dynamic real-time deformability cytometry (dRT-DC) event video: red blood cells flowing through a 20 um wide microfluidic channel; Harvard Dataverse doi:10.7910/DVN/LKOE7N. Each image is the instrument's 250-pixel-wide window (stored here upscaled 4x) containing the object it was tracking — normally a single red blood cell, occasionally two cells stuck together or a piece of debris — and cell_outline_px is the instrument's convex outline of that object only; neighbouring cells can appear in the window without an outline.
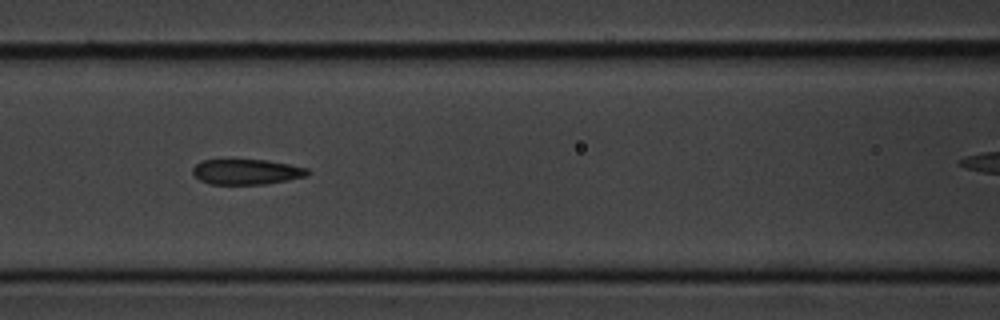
{"species": "common noctule bat (a hibernating species)", "species_latin": "Nyctalus noctula", "temperature_condition": "cold", "stored_images_in_passage": 16, "camera_frame_rate_fps": 3000, "um_per_image_px": 0.085, "animal": {"sex": "male", "body_mass_g": 20.1, "forearm_length_mm": 53.5}, "frame": {"image": 1, "passage_image": 7, "time_ms": 7.0, "image_size_px": [1000, 320], "cell_outline_px": [[308, 176], [268, 184], [212, 184], [200, 180], [192, 172], [192, 168], [200, 160], [268, 160], [308, 168]], "centroid_in_image_um": [20.96, 14.6], "position_along_channel_um": 145.6, "area_um2": 16.94}}
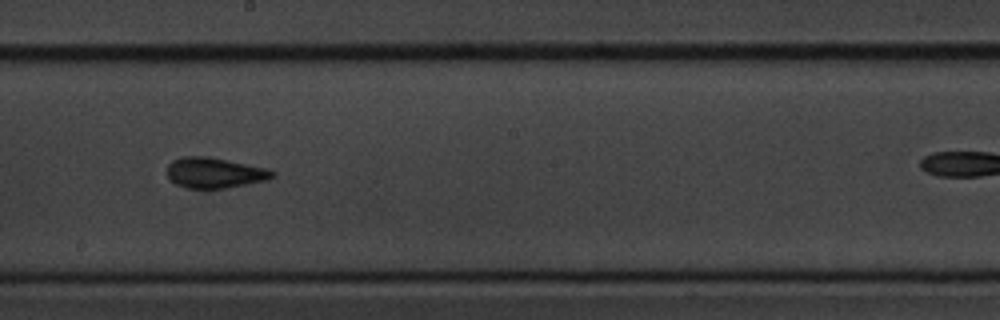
{"frame": {"image": 2, "passage_image": 9, "time_ms": 9.333, "image_size_px": [1000, 320], "cell_outline_px": [[276, 172], [268, 180], [228, 188], [188, 188], [176, 184], [168, 180], [168, 164], [172, 160], [184, 156], [204, 156], [264, 168]], "centroid_in_image_um": [18.19, 14.7], "position_along_channel_um": 230.0, "area_um2": 18.44}}
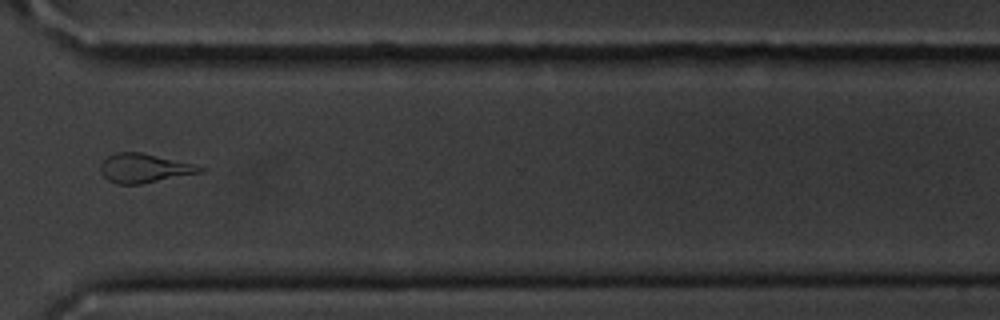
{"frame": {"image": 3, "passage_image": 13, "time_ms": 14.667, "image_size_px": [1000, 320], "cell_outline_px": [[204, 172], [140, 184], [116, 184], [108, 180], [100, 172], [100, 164], [108, 156], [116, 152], [140, 152], [192, 164], [204, 168]], "centroid_in_image_um": [12.22, 14.3], "position_along_channel_um": 358.4, "area_um2": 16.65}, "authors_computed_cell_mechanics": {"area_um2": 17.9469, "velocity_mm_per_s": 3.6185, "shape_relaxation_time_tau1_ms": 1.4362, "shape_relaxation_time_tau2_ms": 1.9682, "deformation_change_tau1": 0.0743, "deformation_change_tau2": 0.0828}}